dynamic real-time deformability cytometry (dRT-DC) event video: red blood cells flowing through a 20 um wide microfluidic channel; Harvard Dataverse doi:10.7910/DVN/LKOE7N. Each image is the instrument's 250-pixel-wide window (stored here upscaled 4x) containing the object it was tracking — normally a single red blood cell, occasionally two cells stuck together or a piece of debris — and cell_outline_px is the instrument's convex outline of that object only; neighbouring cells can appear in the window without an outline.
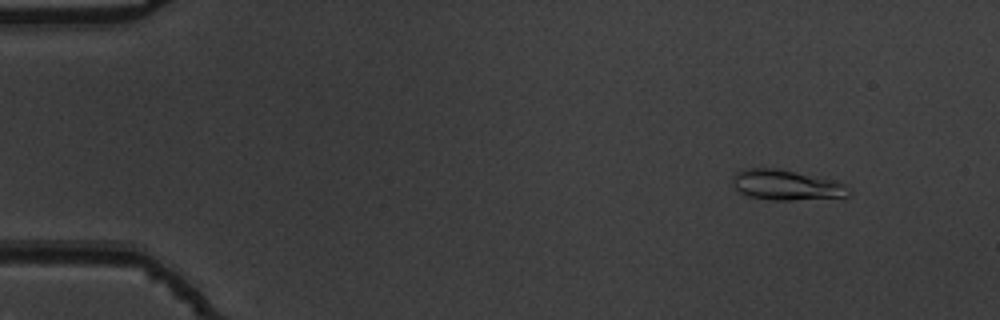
{"species": "common noctule bat (a hibernating species)", "species_latin": "Nyctalus noctula", "temperature_condition": "warm", "stored_images_in_passage": 54, "camera_frame_rate_fps": 3000, "um_per_image_px": 0.085, "animal": {"sex": "male", "body_mass_g": 19.5, "forearm_length_mm": 54.6}, "frame": {"image": 1, "passage_image": 6, "time_ms": 1.667, "image_size_px": [1000, 320], "cell_outline_px": [[852, 196], [844, 200], [772, 200], [748, 196], [736, 192], [732, 188], [732, 176], [736, 172], [744, 168], [776, 168], [828, 180], [844, 184], [852, 192]], "centroid_in_image_um": [66.86, 15.78], "position_along_channel_um": 18.1, "area_um2": 21.15}}
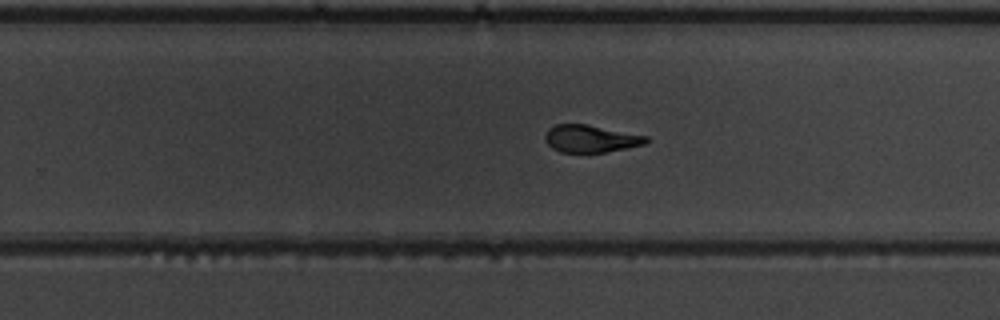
{"frame": {"image": 2, "passage_image": 35, "time_ms": 11.333, "image_size_px": [1000, 320], "cell_outline_px": [[652, 140], [644, 144], [628, 148], [604, 152], [560, 152], [552, 148], [544, 140], [544, 136], [548, 128], [556, 124], [588, 124], [648, 136]], "centroid_in_image_um": [50.22, 11.78], "position_along_channel_um": 279.6, "area_um2": 16.3}}
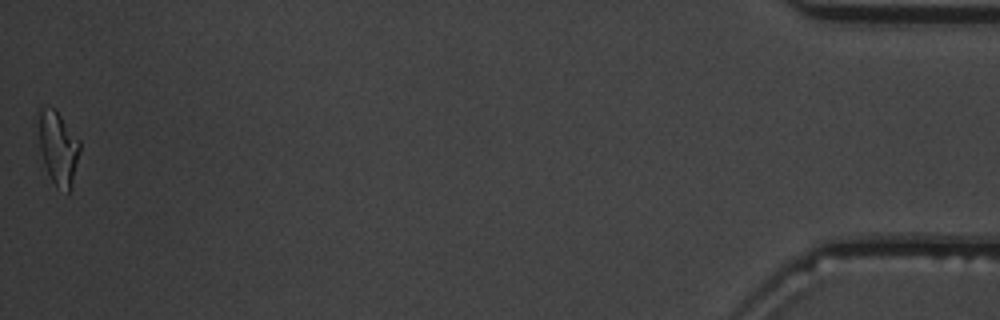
{"frame": {"image": 3, "passage_image": 54, "time_ms": 17.667, "image_size_px": [1000, 320], "cell_outline_px": [[80, 152], [72, 180], [68, 192], [56, 188], [44, 164], [40, 148], [40, 104], [52, 108], [60, 116], [80, 140]], "centroid_in_image_um": [4.96, 12.58], "position_along_channel_um": 430.2, "area_um2": 17.05}, "authors_computed_cell_mechanics": {"area_um2": 17.7157, "velocity_mm_per_s": 3.8139, "shape_relaxation_time_tau1_ms": 3.5736, "shape_relaxation_time_tau2_ms": 1.6714, "deformation_change_tau1": 0.1513, "deformation_change_tau2": 0.0871}}